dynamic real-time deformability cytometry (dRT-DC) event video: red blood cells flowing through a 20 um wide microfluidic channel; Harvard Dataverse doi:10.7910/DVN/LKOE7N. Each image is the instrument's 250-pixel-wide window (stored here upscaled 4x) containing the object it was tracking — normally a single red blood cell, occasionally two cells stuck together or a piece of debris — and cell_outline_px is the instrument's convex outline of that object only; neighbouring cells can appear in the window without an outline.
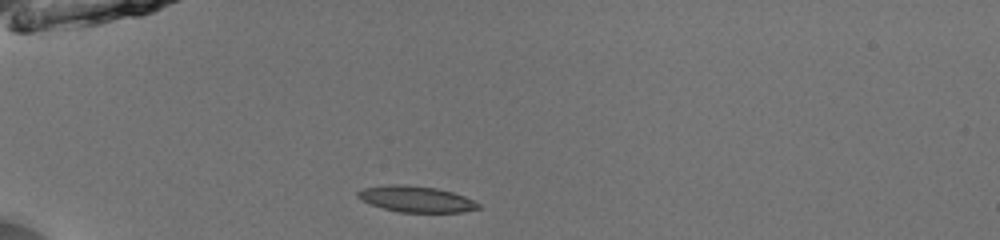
{"species": "common noctule bat (a hibernating species)", "species_latin": "Nyctalus noctula", "temperature_condition": "room temperature", "stored_images_in_passage": 37, "camera_frame_rate_fps": 3000, "um_per_image_px": 0.085, "animal": {"sex": "male", "body_mass_g": 13.0, "forearm_length_mm": 53.1}, "frame": {"image": 1, "passage_image": 1, "time_ms": 0.0, "image_size_px": [1000, 240], "cell_outline_px": [[480, 208], [460, 212], [400, 212], [384, 208], [360, 200], [356, 196], [356, 192], [364, 188], [388, 184], [404, 184], [436, 188], [452, 192], [464, 196], [480, 204]], "centroid_in_image_um": [35.34, 16.91], "position_along_channel_um": 49.7, "area_um2": 18.21}}
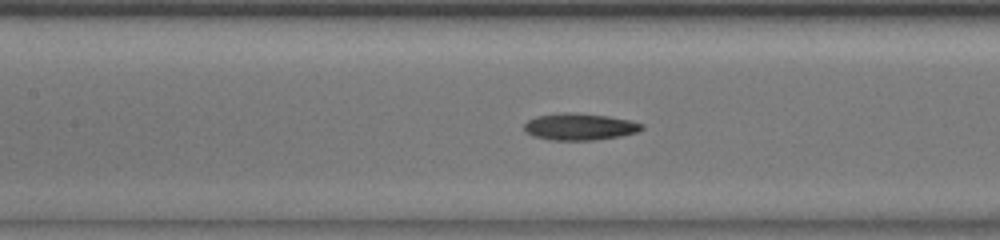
{"frame": {"image": 2, "passage_image": 11, "time_ms": 3.333, "image_size_px": [1000, 240], "cell_outline_px": [[644, 128], [636, 132], [620, 136], [592, 140], [552, 140], [536, 136], [524, 132], [524, 124], [528, 120], [536, 116], [564, 112], [576, 112], [608, 116], [628, 120], [644, 124]], "centroid_in_image_um": [49.26, 10.76], "position_along_channel_um": 158.1, "area_um2": 18.32}}
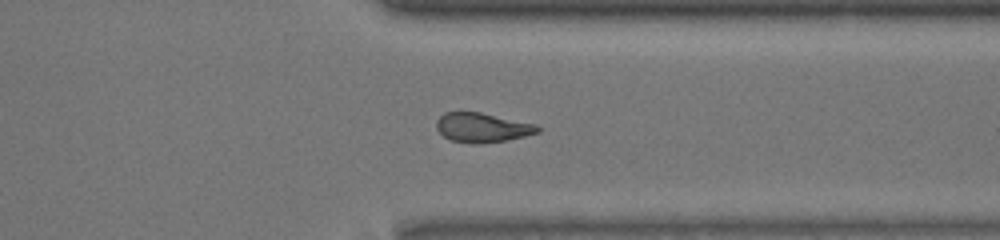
{"frame": {"image": 3, "passage_image": 27, "time_ms": 8.667, "image_size_px": [1000, 240], "cell_outline_px": [[540, 132], [508, 140], [480, 144], [452, 140], [444, 136], [436, 128], [436, 120], [444, 112], [480, 112], [536, 124], [540, 128]], "centroid_in_image_um": [41.0, 10.84], "position_along_channel_um": 370.4, "area_um2": 17.28}, "authors_computed_cell_mechanics": {"area_um2": 17.8602, "velocity_mm_per_s": 3.9925, "shape_relaxation_time_tau1_ms": 5.482, "shape_relaxation_time_tau2_ms": 3.3418, "deformation_change_tau1": 0.1373, "deformation_change_tau2": 0.1036}}